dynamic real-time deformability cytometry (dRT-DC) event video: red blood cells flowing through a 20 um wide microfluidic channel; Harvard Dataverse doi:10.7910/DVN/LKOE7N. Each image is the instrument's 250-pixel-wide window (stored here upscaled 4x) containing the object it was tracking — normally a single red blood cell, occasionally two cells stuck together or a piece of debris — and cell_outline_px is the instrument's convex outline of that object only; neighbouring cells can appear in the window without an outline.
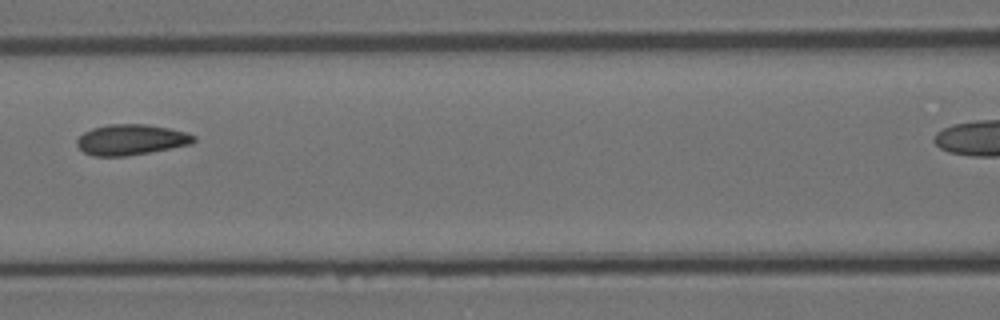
{"species": "Egyptian fruit bat (a non-hibernating species)", "species_latin": "Rousettus aegyptiacus", "temperature_condition": "room temperature", "stored_images_in_passage": 7, "camera_frame_rate_fps": 3000, "um_per_image_px": 0.085, "animal": {"sex": "female"}, "frame": {"image": 1, "passage_image": 7, "time_ms": 2.0, "image_size_px": [1000, 320], "cell_outline_px": [[196, 140], [192, 144], [128, 156], [92, 156], [84, 152], [76, 144], [76, 140], [84, 132], [92, 128], [108, 124], [144, 124], [168, 128], [184, 132], [196, 136]], "centroid_in_image_um": [11.12, 11.88], "position_along_channel_um": 155.5, "area_um2": 20.81}}